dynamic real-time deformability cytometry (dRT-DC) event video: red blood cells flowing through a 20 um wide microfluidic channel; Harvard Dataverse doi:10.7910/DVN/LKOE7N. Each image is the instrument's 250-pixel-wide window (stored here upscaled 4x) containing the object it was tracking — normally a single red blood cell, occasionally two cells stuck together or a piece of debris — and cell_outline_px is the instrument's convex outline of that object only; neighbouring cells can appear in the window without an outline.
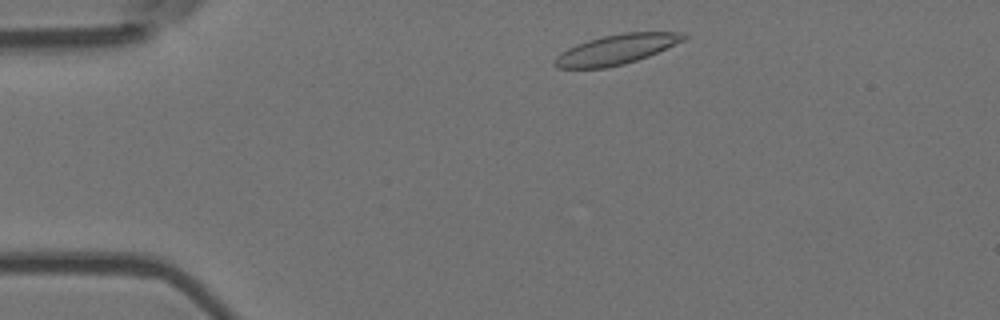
{"species": "Egyptian fruit bat (a non-hibernating species)", "species_latin": "Rousettus aegyptiacus", "temperature_condition": "room temperature", "stored_images_in_passage": 48, "camera_frame_rate_fps": 3000, "um_per_image_px": 0.085, "animal": {"sex": "female"}, "frame": {"image": 1, "passage_image": 3, "time_ms": 0.667, "image_size_px": [1000, 320], "cell_outline_px": [[688, 36], [684, 40], [648, 56], [624, 64], [604, 68], [556, 68], [552, 64], [552, 60], [560, 52], [576, 44], [588, 40], [604, 36], [624, 32], [684, 32]], "centroid_in_image_um": [52.35, 4.2], "position_along_channel_um": 32.7, "area_um2": 22.43}}
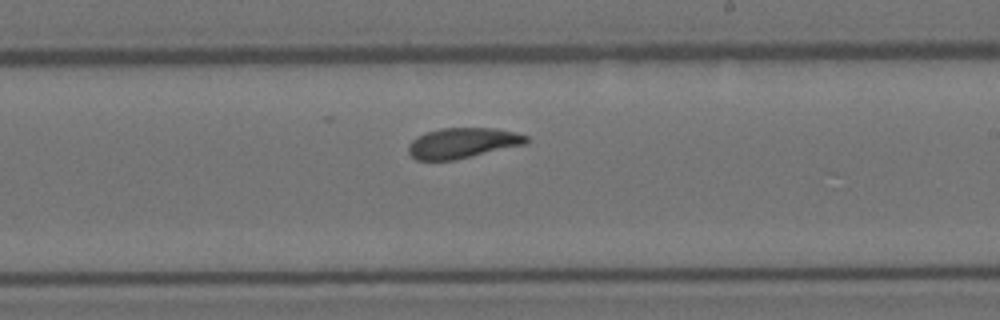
{"frame": {"image": 2, "passage_image": 25, "time_ms": 8.0, "image_size_px": [1000, 320], "cell_outline_px": [[528, 140], [524, 144], [452, 160], [416, 160], [408, 152], [408, 144], [416, 136], [424, 132], [440, 128], [496, 128], [516, 132], [528, 136]], "centroid_in_image_um": [39.27, 12.14], "position_along_channel_um": 249.7, "area_um2": 20.75}}
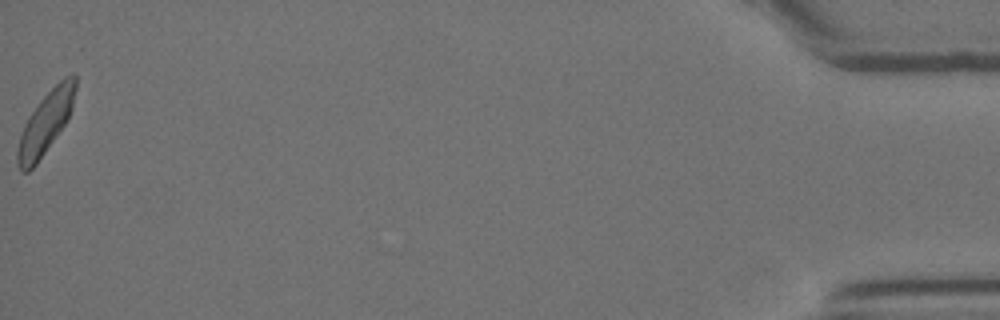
{"frame": {"image": 3, "passage_image": 48, "time_ms": 15.667, "image_size_px": [1000, 320], "cell_outline_px": [[76, 88], [72, 108], [64, 124], [56, 136], [36, 164], [28, 172], [20, 172], [16, 160], [16, 152], [20, 136], [24, 124], [28, 116], [40, 100], [64, 76], [72, 72], [76, 76]], "centroid_in_image_um": [3.86, 10.43], "position_along_channel_um": 431.3, "area_um2": 20.75}, "authors_computed_cell_mechanics": {"area_um2": 21.2126, "velocity_mm_per_s": 3.6468, "shape_relaxation_time_tau1_ms": 5.4787, "shape_relaxation_time_tau2_ms": 2.2817, "deformation_change_tau1": 0.1645, "deformation_change_tau2": 0.0855}}